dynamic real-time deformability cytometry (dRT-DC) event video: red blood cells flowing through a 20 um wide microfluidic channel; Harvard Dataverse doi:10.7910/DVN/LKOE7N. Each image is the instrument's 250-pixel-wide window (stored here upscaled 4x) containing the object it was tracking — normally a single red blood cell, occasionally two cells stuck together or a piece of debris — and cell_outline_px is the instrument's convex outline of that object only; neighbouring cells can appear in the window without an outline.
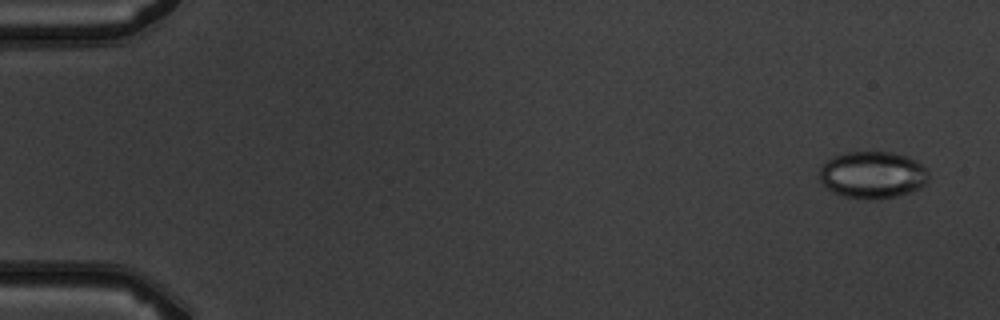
{"species": "common noctule bat (a hibernating species)", "species_latin": "Nyctalus noctula", "temperature_condition": "warm", "stored_images_in_passage": 5, "camera_frame_rate_fps": 3000, "um_per_image_px": 0.085, "animal": {"sex": "male", "body_mass_g": 19.5, "forearm_length_mm": 54.6}, "frame": {"image": 1, "passage_image": 1, "time_ms": 0.0, "image_size_px": [1000, 320], "cell_outline_px": [[928, 180], [920, 188], [912, 192], [896, 196], [876, 200], [868, 200], [844, 196], [832, 192], [820, 180], [820, 164], [832, 156], [848, 152], [892, 152], [916, 160], [928, 172]], "centroid_in_image_um": [74.15, 14.87], "position_along_channel_um": 10.9, "area_um2": 30.06}}
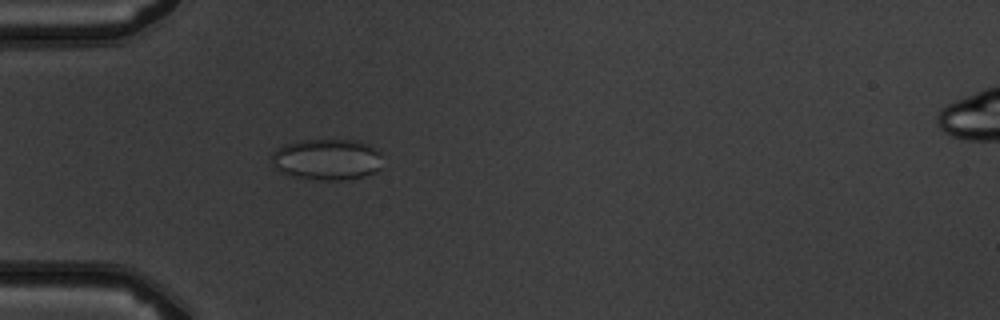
{"frame": {"image": 2, "passage_image": 5, "time_ms": 4.667, "image_size_px": [1000, 320], "cell_outline_px": [[384, 168], [360, 176], [344, 180], [320, 180], [288, 176], [280, 172], [272, 164], [272, 152], [276, 148], [284, 144], [300, 140], [360, 140], [376, 148], [380, 152]], "centroid_in_image_um": [27.79, 13.54], "position_along_channel_um": 57.2, "area_um2": 27.05}}